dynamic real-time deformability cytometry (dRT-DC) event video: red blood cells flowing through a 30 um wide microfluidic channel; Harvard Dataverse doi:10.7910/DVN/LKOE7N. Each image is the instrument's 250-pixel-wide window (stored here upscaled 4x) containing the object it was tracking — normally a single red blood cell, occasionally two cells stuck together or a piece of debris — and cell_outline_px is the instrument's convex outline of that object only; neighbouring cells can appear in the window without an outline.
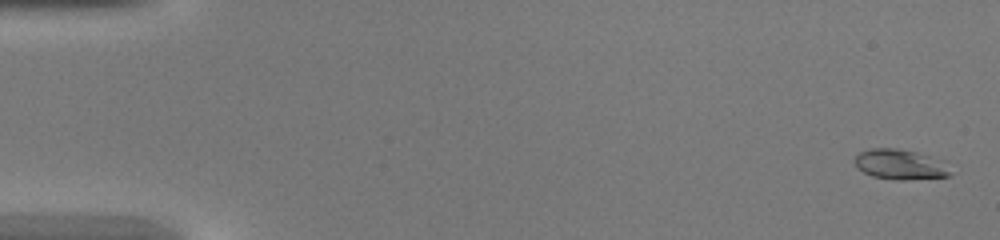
{"species": "common noctule bat (a hibernating species)", "species_latin": "Nyctalus noctula", "temperature_condition": "warm", "stored_images_in_passage": 45, "camera_frame_rate_fps": 3000, "um_per_image_px": 0.085, "animal": {"sex": "female", "body_mass_g": 20.0, "forearm_length_mm": 54.0}, "frame": {"image": 1, "passage_image": 2, "time_ms": 0.333, "image_size_px": [1000, 240], "cell_outline_px": [[952, 172], [948, 176], [904, 180], [900, 180], [872, 176], [856, 168], [852, 160], [860, 152], [872, 148], [896, 148], [916, 152], [944, 160]], "centroid_in_image_um": [76.51, 13.97], "position_along_channel_um": 8.5, "area_um2": 16.94}}
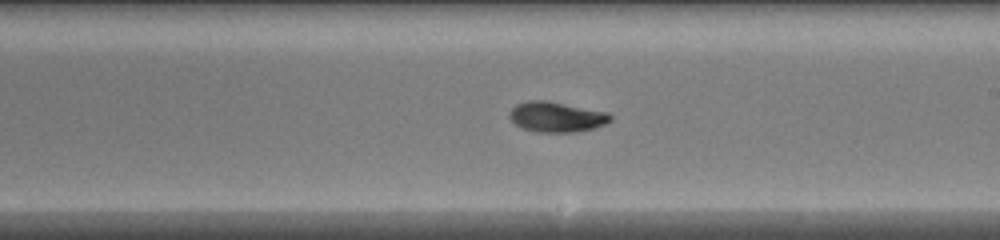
{"frame": {"image": 2, "passage_image": 27, "time_ms": 8.667, "image_size_px": [1000, 240], "cell_outline_px": [[612, 120], [604, 124], [592, 128], [572, 132], [540, 132], [520, 128], [508, 116], [508, 112], [516, 104], [528, 100], [548, 100], [608, 112], [612, 116]], "centroid_in_image_um": [47.27, 9.92], "position_along_channel_um": 241.7, "area_um2": 17.86}}
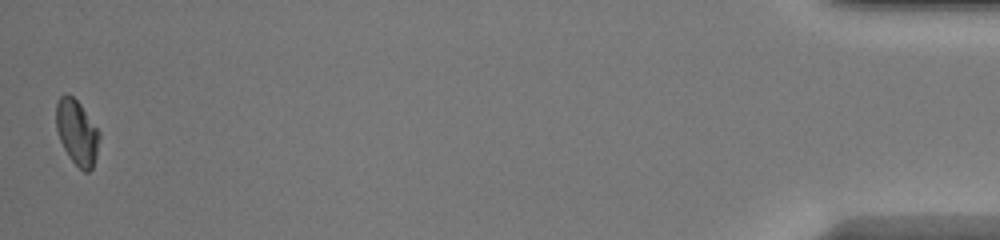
{"frame": {"image": 3, "passage_image": 45, "time_ms": 14.667, "image_size_px": [1000, 240], "cell_outline_px": [[100, 136], [96, 156], [92, 168], [88, 172], [84, 172], [68, 156], [60, 140], [56, 128], [56, 100], [64, 92], [68, 92], [80, 104], [100, 132]], "centroid_in_image_um": [6.52, 11.21], "position_along_channel_um": 428.7, "area_um2": 16.42}}